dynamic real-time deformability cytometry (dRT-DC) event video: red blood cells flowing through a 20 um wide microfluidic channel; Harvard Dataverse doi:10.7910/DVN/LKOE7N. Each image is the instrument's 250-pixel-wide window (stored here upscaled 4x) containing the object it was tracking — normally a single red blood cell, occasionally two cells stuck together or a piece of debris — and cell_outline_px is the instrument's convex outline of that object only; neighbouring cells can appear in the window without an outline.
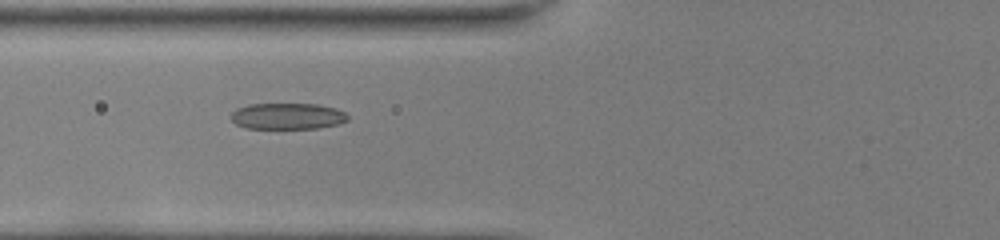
{"species": "common noctule bat (a hibernating species)", "species_latin": "Nyctalus noctula", "temperature_condition": "room temperature", "stored_images_in_passage": 32, "camera_frame_rate_fps": 3000, "um_per_image_px": 0.085, "animal": {"sex": "female", "body_mass_g": 22.0, "forearm_length_mm": 56.7}, "frame": {"image": 1, "passage_image": 3, "time_ms": 0.667, "image_size_px": [1000, 240], "cell_outline_px": [[348, 120], [336, 124], [316, 128], [248, 128], [236, 124], [228, 116], [236, 108], [248, 104], [316, 104], [336, 108], [344, 112], [348, 116]], "centroid_in_image_um": [24.39, 9.86], "position_along_channel_um": 101.4, "area_um2": 17.8}}
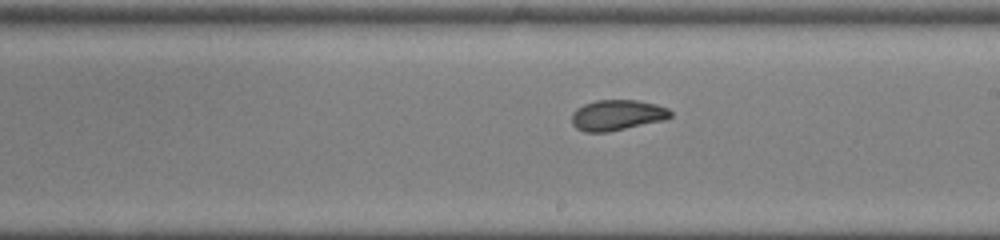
{"frame": {"image": 2, "passage_image": 13, "time_ms": 4.0, "image_size_px": [1000, 240], "cell_outline_px": [[672, 116], [664, 120], [608, 132], [584, 132], [576, 128], [572, 124], [572, 112], [576, 108], [584, 104], [596, 100], [640, 100], [656, 104], [668, 108], [672, 112]], "centroid_in_image_um": [52.45, 9.78], "position_along_channel_um": 236.6, "area_um2": 17.74}}
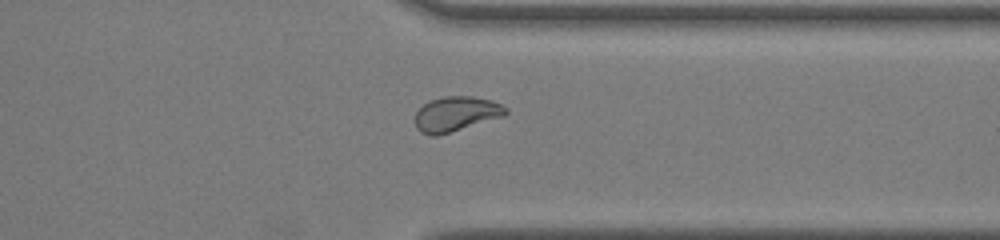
{"frame": {"image": 3, "passage_image": 23, "time_ms": 7.333, "image_size_px": [1000, 240], "cell_outline_px": [[508, 112], [504, 116], [436, 136], [432, 136], [420, 132], [416, 128], [416, 112], [424, 104], [432, 100], [444, 96], [472, 96], [492, 100], [508, 108]], "centroid_in_image_um": [38.78, 9.68], "position_along_channel_um": 372.6, "area_um2": 18.26}, "authors_computed_cell_mechanics": {"area_um2": 17.8024, "velocity_mm_per_s": 4.0612, "shape_relaxation_time_tau1_ms": 3.6957, "shape_relaxation_time_tau2_ms": 1.2385, "deformation_change_tau1": 0.1531, "deformation_change_tau2": 0.0649}}